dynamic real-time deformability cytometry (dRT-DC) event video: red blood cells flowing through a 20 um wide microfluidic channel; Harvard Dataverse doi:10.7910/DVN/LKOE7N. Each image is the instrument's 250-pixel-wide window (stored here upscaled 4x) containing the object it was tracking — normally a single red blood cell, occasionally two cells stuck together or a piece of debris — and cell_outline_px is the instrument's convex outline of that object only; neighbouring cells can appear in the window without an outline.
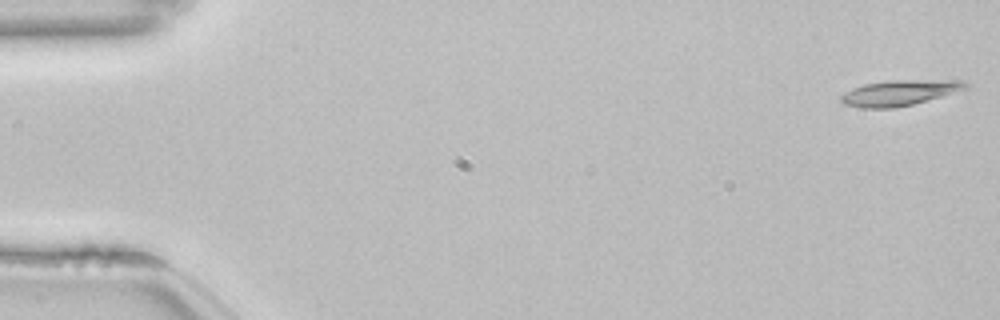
{"species": "common noctule bat (a hibernating species)", "species_latin": "Nyctalus noctula", "temperature_condition": "room temperature", "stored_images_in_passage": 9, "camera_frame_rate_fps": 3000, "um_per_image_px": 0.085, "animal": {"sex": "female", "body_mass_g": 22.7, "forearm_length_mm": 54.2}, "frame": {"image": 1, "passage_image": 1, "time_ms": 0.0, "image_size_px": [1000, 320], "cell_outline_px": [[968, 88], [912, 104], [896, 108], [864, 108], [844, 104], [840, 100], [840, 96], [844, 92], [852, 88], [864, 84], [888, 80], [960, 80], [968, 84]], "centroid_in_image_um": [76.41, 7.88], "position_along_channel_um": 8.6, "area_um2": 18.38}}